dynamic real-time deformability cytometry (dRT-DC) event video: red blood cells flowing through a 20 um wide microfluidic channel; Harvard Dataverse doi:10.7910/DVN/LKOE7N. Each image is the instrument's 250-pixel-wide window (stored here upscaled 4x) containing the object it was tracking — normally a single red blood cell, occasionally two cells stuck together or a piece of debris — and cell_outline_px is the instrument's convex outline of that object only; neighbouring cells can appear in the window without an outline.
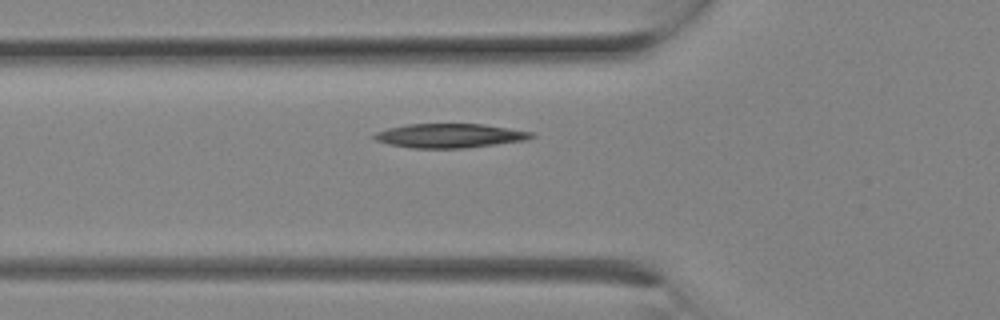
{"species": "Egyptian fruit bat (a non-hibernating species)", "species_latin": "Rousettus aegyptiacus", "temperature_condition": "room temperature", "stored_images_in_passage": 6, "camera_frame_rate_fps": 3000, "um_per_image_px": 0.085, "animal": {"sex": "female"}, "frame": {"image": 1, "passage_image": 4, "time_ms": 1.0, "image_size_px": [1000, 320], "cell_outline_px": [[536, 136], [524, 140], [496, 144], [464, 148], [412, 148], [388, 144], [376, 140], [372, 136], [376, 132], [388, 128], [408, 124], [484, 124], [532, 132]], "centroid_in_image_um": [38.2, 11.53], "position_along_channel_um": 87.6, "area_um2": 21.96}}
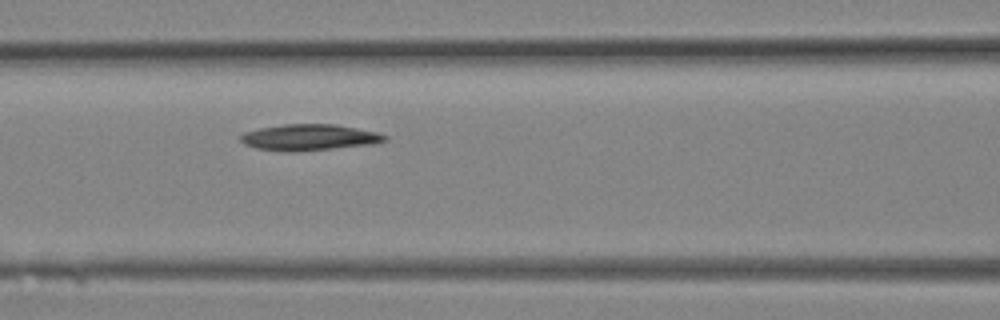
{"frame": {"image": 2, "passage_image": 6, "time_ms": 1.667, "image_size_px": [1000, 320], "cell_outline_px": [[388, 140], [376, 144], [296, 152], [284, 152], [256, 148], [244, 144], [240, 140], [240, 136], [244, 132], [260, 128], [284, 124], [336, 124], [376, 132], [388, 136]], "centroid_in_image_um": [26.3, 11.68], "position_along_channel_um": 140.3, "area_um2": 22.2}}